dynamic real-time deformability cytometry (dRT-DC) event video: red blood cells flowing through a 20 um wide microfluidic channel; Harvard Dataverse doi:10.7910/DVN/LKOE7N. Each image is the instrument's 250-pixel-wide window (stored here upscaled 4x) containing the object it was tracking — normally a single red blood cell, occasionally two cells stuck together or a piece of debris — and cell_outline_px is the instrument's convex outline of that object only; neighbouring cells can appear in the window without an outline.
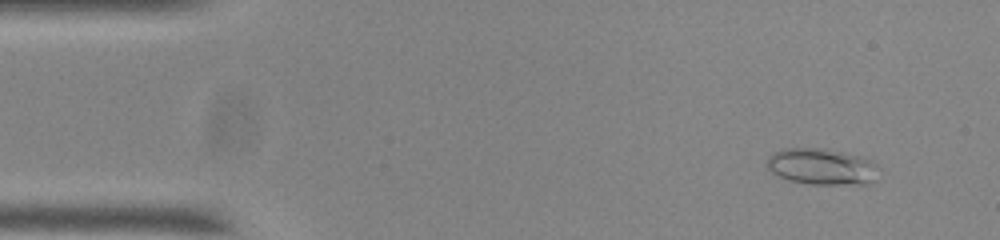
{"species": "common noctule bat (a hibernating species)", "species_latin": "Nyctalus noctula", "temperature_condition": "room temperature", "stored_images_in_passage": 26, "camera_frame_rate_fps": 3000, "um_per_image_px": 0.085, "animal": {"sex": "male", "body_mass_g": 20.0, "forearm_length_mm": 53.3}, "frame": {"image": 1, "passage_image": 5, "time_ms": 1.333, "image_size_px": [1000, 240], "cell_outline_px": [[880, 168], [876, 180], [868, 184], [812, 184], [788, 180], [772, 172], [768, 168], [768, 156], [772, 152], [784, 148], [824, 148], [844, 152], [860, 156], [876, 164]], "centroid_in_image_um": [69.88, 14.16], "position_along_channel_um": 15.1, "area_um2": 23.81}}
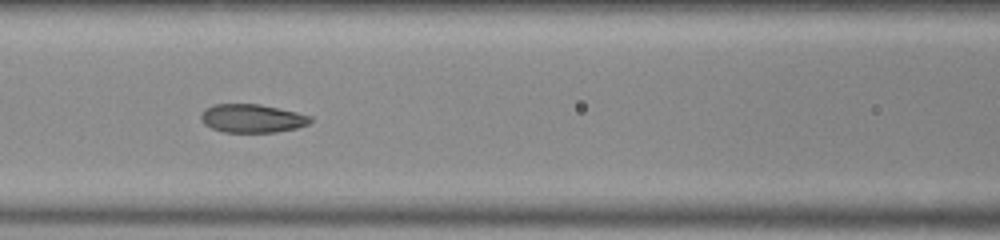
{"frame": {"image": 2, "passage_image": 23, "time_ms": 7.333, "image_size_px": [1000, 240], "cell_outline_px": [[312, 120], [308, 124], [296, 128], [276, 132], [224, 132], [212, 128], [204, 124], [200, 116], [204, 108], [216, 104], [260, 104], [296, 112], [312, 116]], "centroid_in_image_um": [21.42, 10.06], "position_along_channel_um": 145.2, "area_um2": 18.09}}
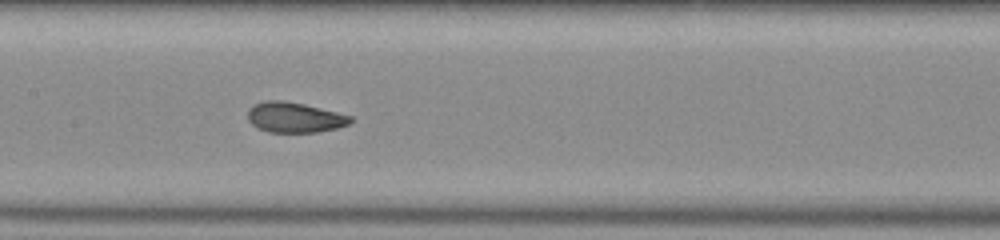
{"frame": {"image": 3, "passage_image": 26, "time_ms": 8.333, "image_size_px": [1000, 240], "cell_outline_px": [[352, 120], [348, 124], [336, 128], [316, 132], [268, 132], [256, 128], [248, 120], [248, 108], [252, 104], [264, 100], [280, 100], [304, 104], [352, 116]], "centroid_in_image_um": [24.98, 9.97], "position_along_channel_um": 182.4, "area_um2": 18.15}}